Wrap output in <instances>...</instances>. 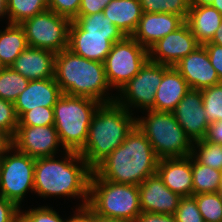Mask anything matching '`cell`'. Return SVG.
I'll use <instances>...</instances> for the list:
<instances>
[{"label": "cell", "instance_id": "1", "mask_svg": "<svg viewBox=\"0 0 222 222\" xmlns=\"http://www.w3.org/2000/svg\"><path fill=\"white\" fill-rule=\"evenodd\" d=\"M62 155L35 159L34 194L44 200L55 196L82 199L75 209L83 208L88 204L93 170L78 152L65 151Z\"/></svg>", "mask_w": 222, "mask_h": 222}, {"label": "cell", "instance_id": "2", "mask_svg": "<svg viewBox=\"0 0 222 222\" xmlns=\"http://www.w3.org/2000/svg\"><path fill=\"white\" fill-rule=\"evenodd\" d=\"M159 158L137 125L122 145L112 151L93 171L102 179L139 186L156 174Z\"/></svg>", "mask_w": 222, "mask_h": 222}, {"label": "cell", "instance_id": "3", "mask_svg": "<svg viewBox=\"0 0 222 222\" xmlns=\"http://www.w3.org/2000/svg\"><path fill=\"white\" fill-rule=\"evenodd\" d=\"M54 79L66 95L87 97L100 103L115 101L116 94L107 81L104 63L88 60L68 48L55 55Z\"/></svg>", "mask_w": 222, "mask_h": 222}, {"label": "cell", "instance_id": "4", "mask_svg": "<svg viewBox=\"0 0 222 222\" xmlns=\"http://www.w3.org/2000/svg\"><path fill=\"white\" fill-rule=\"evenodd\" d=\"M134 115L115 101L99 105L92 116L87 141L78 152L92 170L122 145L136 125Z\"/></svg>", "mask_w": 222, "mask_h": 222}, {"label": "cell", "instance_id": "5", "mask_svg": "<svg viewBox=\"0 0 222 222\" xmlns=\"http://www.w3.org/2000/svg\"><path fill=\"white\" fill-rule=\"evenodd\" d=\"M142 114L145 116L137 115L136 125L145 134L159 159L191 156L194 142L173 113L146 110Z\"/></svg>", "mask_w": 222, "mask_h": 222}, {"label": "cell", "instance_id": "6", "mask_svg": "<svg viewBox=\"0 0 222 222\" xmlns=\"http://www.w3.org/2000/svg\"><path fill=\"white\" fill-rule=\"evenodd\" d=\"M87 206L100 216L135 222L141 213L139 188L104 180L92 171Z\"/></svg>", "mask_w": 222, "mask_h": 222}, {"label": "cell", "instance_id": "7", "mask_svg": "<svg viewBox=\"0 0 222 222\" xmlns=\"http://www.w3.org/2000/svg\"><path fill=\"white\" fill-rule=\"evenodd\" d=\"M99 101L62 94L53 106L54 127L66 151L79 152L85 145L88 129Z\"/></svg>", "mask_w": 222, "mask_h": 222}, {"label": "cell", "instance_id": "8", "mask_svg": "<svg viewBox=\"0 0 222 222\" xmlns=\"http://www.w3.org/2000/svg\"><path fill=\"white\" fill-rule=\"evenodd\" d=\"M35 159L12 145L0 158V195L22 209L29 190L34 193Z\"/></svg>", "mask_w": 222, "mask_h": 222}, {"label": "cell", "instance_id": "9", "mask_svg": "<svg viewBox=\"0 0 222 222\" xmlns=\"http://www.w3.org/2000/svg\"><path fill=\"white\" fill-rule=\"evenodd\" d=\"M149 60V50L132 36H125L112 45L104 61L107 81L117 92L130 81Z\"/></svg>", "mask_w": 222, "mask_h": 222}, {"label": "cell", "instance_id": "10", "mask_svg": "<svg viewBox=\"0 0 222 222\" xmlns=\"http://www.w3.org/2000/svg\"><path fill=\"white\" fill-rule=\"evenodd\" d=\"M169 67L148 60L130 81L115 92V102L133 114L135 109L136 112L152 110L156 90L161 83L163 73Z\"/></svg>", "mask_w": 222, "mask_h": 222}, {"label": "cell", "instance_id": "11", "mask_svg": "<svg viewBox=\"0 0 222 222\" xmlns=\"http://www.w3.org/2000/svg\"><path fill=\"white\" fill-rule=\"evenodd\" d=\"M71 20L47 9L20 24L28 46L59 53L69 46Z\"/></svg>", "mask_w": 222, "mask_h": 222}, {"label": "cell", "instance_id": "12", "mask_svg": "<svg viewBox=\"0 0 222 222\" xmlns=\"http://www.w3.org/2000/svg\"><path fill=\"white\" fill-rule=\"evenodd\" d=\"M11 145L17 151L34 159L53 157L59 154L58 151L61 154L66 151L54 125L17 126L16 133L11 139Z\"/></svg>", "mask_w": 222, "mask_h": 222}, {"label": "cell", "instance_id": "13", "mask_svg": "<svg viewBox=\"0 0 222 222\" xmlns=\"http://www.w3.org/2000/svg\"><path fill=\"white\" fill-rule=\"evenodd\" d=\"M199 46L189 25L185 22L176 31L164 36L149 49V60L162 65L174 66Z\"/></svg>", "mask_w": 222, "mask_h": 222}, {"label": "cell", "instance_id": "14", "mask_svg": "<svg viewBox=\"0 0 222 222\" xmlns=\"http://www.w3.org/2000/svg\"><path fill=\"white\" fill-rule=\"evenodd\" d=\"M202 103L201 90L189 89L172 112L193 142L205 138L210 124Z\"/></svg>", "mask_w": 222, "mask_h": 222}, {"label": "cell", "instance_id": "15", "mask_svg": "<svg viewBox=\"0 0 222 222\" xmlns=\"http://www.w3.org/2000/svg\"><path fill=\"white\" fill-rule=\"evenodd\" d=\"M190 89L201 90L220 83L204 45H200L174 65Z\"/></svg>", "mask_w": 222, "mask_h": 222}, {"label": "cell", "instance_id": "16", "mask_svg": "<svg viewBox=\"0 0 222 222\" xmlns=\"http://www.w3.org/2000/svg\"><path fill=\"white\" fill-rule=\"evenodd\" d=\"M138 188L141 212L175 214L182 197L166 187L157 173L147 177Z\"/></svg>", "mask_w": 222, "mask_h": 222}, {"label": "cell", "instance_id": "17", "mask_svg": "<svg viewBox=\"0 0 222 222\" xmlns=\"http://www.w3.org/2000/svg\"><path fill=\"white\" fill-rule=\"evenodd\" d=\"M124 37L125 35H86V31L73 20L69 28L68 49L88 60L104 63L112 45Z\"/></svg>", "mask_w": 222, "mask_h": 222}, {"label": "cell", "instance_id": "18", "mask_svg": "<svg viewBox=\"0 0 222 222\" xmlns=\"http://www.w3.org/2000/svg\"><path fill=\"white\" fill-rule=\"evenodd\" d=\"M185 23V19L171 13H142L132 37L147 50L161 38L176 31Z\"/></svg>", "mask_w": 222, "mask_h": 222}, {"label": "cell", "instance_id": "19", "mask_svg": "<svg viewBox=\"0 0 222 222\" xmlns=\"http://www.w3.org/2000/svg\"><path fill=\"white\" fill-rule=\"evenodd\" d=\"M156 173L173 193L193 195L192 156L159 159Z\"/></svg>", "mask_w": 222, "mask_h": 222}, {"label": "cell", "instance_id": "20", "mask_svg": "<svg viewBox=\"0 0 222 222\" xmlns=\"http://www.w3.org/2000/svg\"><path fill=\"white\" fill-rule=\"evenodd\" d=\"M63 93L54 78L30 80L26 89L14 102L18 119L36 107H53Z\"/></svg>", "mask_w": 222, "mask_h": 222}, {"label": "cell", "instance_id": "21", "mask_svg": "<svg viewBox=\"0 0 222 222\" xmlns=\"http://www.w3.org/2000/svg\"><path fill=\"white\" fill-rule=\"evenodd\" d=\"M55 52L28 46L10 66L28 80L54 78Z\"/></svg>", "mask_w": 222, "mask_h": 222}, {"label": "cell", "instance_id": "22", "mask_svg": "<svg viewBox=\"0 0 222 222\" xmlns=\"http://www.w3.org/2000/svg\"><path fill=\"white\" fill-rule=\"evenodd\" d=\"M190 87L181 74L170 66L164 73L159 87L156 90L155 102L152 110L173 112Z\"/></svg>", "mask_w": 222, "mask_h": 222}, {"label": "cell", "instance_id": "23", "mask_svg": "<svg viewBox=\"0 0 222 222\" xmlns=\"http://www.w3.org/2000/svg\"><path fill=\"white\" fill-rule=\"evenodd\" d=\"M102 12L125 36H132L143 13L139 0H111Z\"/></svg>", "mask_w": 222, "mask_h": 222}, {"label": "cell", "instance_id": "24", "mask_svg": "<svg viewBox=\"0 0 222 222\" xmlns=\"http://www.w3.org/2000/svg\"><path fill=\"white\" fill-rule=\"evenodd\" d=\"M185 22L200 45L212 40L222 23V14L212 6L190 7Z\"/></svg>", "mask_w": 222, "mask_h": 222}, {"label": "cell", "instance_id": "25", "mask_svg": "<svg viewBox=\"0 0 222 222\" xmlns=\"http://www.w3.org/2000/svg\"><path fill=\"white\" fill-rule=\"evenodd\" d=\"M0 29V60L4 67H10L16 58L28 47L24 28L20 24L6 23Z\"/></svg>", "mask_w": 222, "mask_h": 222}, {"label": "cell", "instance_id": "26", "mask_svg": "<svg viewBox=\"0 0 222 222\" xmlns=\"http://www.w3.org/2000/svg\"><path fill=\"white\" fill-rule=\"evenodd\" d=\"M48 9V0H7L5 3L6 23L22 24L25 20Z\"/></svg>", "mask_w": 222, "mask_h": 222}, {"label": "cell", "instance_id": "27", "mask_svg": "<svg viewBox=\"0 0 222 222\" xmlns=\"http://www.w3.org/2000/svg\"><path fill=\"white\" fill-rule=\"evenodd\" d=\"M221 172L198 163L192 157L193 195L217 192Z\"/></svg>", "mask_w": 222, "mask_h": 222}, {"label": "cell", "instance_id": "28", "mask_svg": "<svg viewBox=\"0 0 222 222\" xmlns=\"http://www.w3.org/2000/svg\"><path fill=\"white\" fill-rule=\"evenodd\" d=\"M29 81L11 67H4L0 70V98L14 103Z\"/></svg>", "mask_w": 222, "mask_h": 222}, {"label": "cell", "instance_id": "29", "mask_svg": "<svg viewBox=\"0 0 222 222\" xmlns=\"http://www.w3.org/2000/svg\"><path fill=\"white\" fill-rule=\"evenodd\" d=\"M74 21L86 31V35H124L103 12L78 15Z\"/></svg>", "mask_w": 222, "mask_h": 222}, {"label": "cell", "instance_id": "30", "mask_svg": "<svg viewBox=\"0 0 222 222\" xmlns=\"http://www.w3.org/2000/svg\"><path fill=\"white\" fill-rule=\"evenodd\" d=\"M191 156L200 164L222 171V144L194 141Z\"/></svg>", "mask_w": 222, "mask_h": 222}, {"label": "cell", "instance_id": "31", "mask_svg": "<svg viewBox=\"0 0 222 222\" xmlns=\"http://www.w3.org/2000/svg\"><path fill=\"white\" fill-rule=\"evenodd\" d=\"M143 13H171L188 17L189 4L187 0H139Z\"/></svg>", "mask_w": 222, "mask_h": 222}, {"label": "cell", "instance_id": "32", "mask_svg": "<svg viewBox=\"0 0 222 222\" xmlns=\"http://www.w3.org/2000/svg\"><path fill=\"white\" fill-rule=\"evenodd\" d=\"M207 222H222V196L217 192L192 195Z\"/></svg>", "mask_w": 222, "mask_h": 222}, {"label": "cell", "instance_id": "33", "mask_svg": "<svg viewBox=\"0 0 222 222\" xmlns=\"http://www.w3.org/2000/svg\"><path fill=\"white\" fill-rule=\"evenodd\" d=\"M203 106L209 123L222 121V82L201 89Z\"/></svg>", "mask_w": 222, "mask_h": 222}, {"label": "cell", "instance_id": "34", "mask_svg": "<svg viewBox=\"0 0 222 222\" xmlns=\"http://www.w3.org/2000/svg\"><path fill=\"white\" fill-rule=\"evenodd\" d=\"M69 218L70 216L63 219L56 209L45 205L25 211L20 208L19 212V222H69Z\"/></svg>", "mask_w": 222, "mask_h": 222}, {"label": "cell", "instance_id": "35", "mask_svg": "<svg viewBox=\"0 0 222 222\" xmlns=\"http://www.w3.org/2000/svg\"><path fill=\"white\" fill-rule=\"evenodd\" d=\"M54 125L53 107H36L25 112L18 119V126H46Z\"/></svg>", "mask_w": 222, "mask_h": 222}, {"label": "cell", "instance_id": "36", "mask_svg": "<svg viewBox=\"0 0 222 222\" xmlns=\"http://www.w3.org/2000/svg\"><path fill=\"white\" fill-rule=\"evenodd\" d=\"M17 126L18 117L14 103L0 98V132L12 139L16 133Z\"/></svg>", "mask_w": 222, "mask_h": 222}, {"label": "cell", "instance_id": "37", "mask_svg": "<svg viewBox=\"0 0 222 222\" xmlns=\"http://www.w3.org/2000/svg\"><path fill=\"white\" fill-rule=\"evenodd\" d=\"M174 216L177 222H204L193 196L181 198Z\"/></svg>", "mask_w": 222, "mask_h": 222}, {"label": "cell", "instance_id": "38", "mask_svg": "<svg viewBox=\"0 0 222 222\" xmlns=\"http://www.w3.org/2000/svg\"><path fill=\"white\" fill-rule=\"evenodd\" d=\"M81 0H48V9L73 21L79 13Z\"/></svg>", "mask_w": 222, "mask_h": 222}, {"label": "cell", "instance_id": "39", "mask_svg": "<svg viewBox=\"0 0 222 222\" xmlns=\"http://www.w3.org/2000/svg\"><path fill=\"white\" fill-rule=\"evenodd\" d=\"M20 208L0 195V222H19Z\"/></svg>", "mask_w": 222, "mask_h": 222}, {"label": "cell", "instance_id": "40", "mask_svg": "<svg viewBox=\"0 0 222 222\" xmlns=\"http://www.w3.org/2000/svg\"><path fill=\"white\" fill-rule=\"evenodd\" d=\"M204 47L208 53L213 68L216 70L218 77L222 82V46L208 42L204 44Z\"/></svg>", "mask_w": 222, "mask_h": 222}, {"label": "cell", "instance_id": "41", "mask_svg": "<svg viewBox=\"0 0 222 222\" xmlns=\"http://www.w3.org/2000/svg\"><path fill=\"white\" fill-rule=\"evenodd\" d=\"M111 0H81L78 15H92L102 12Z\"/></svg>", "mask_w": 222, "mask_h": 222}, {"label": "cell", "instance_id": "42", "mask_svg": "<svg viewBox=\"0 0 222 222\" xmlns=\"http://www.w3.org/2000/svg\"><path fill=\"white\" fill-rule=\"evenodd\" d=\"M135 222H177L174 215L141 212Z\"/></svg>", "mask_w": 222, "mask_h": 222}, {"label": "cell", "instance_id": "43", "mask_svg": "<svg viewBox=\"0 0 222 222\" xmlns=\"http://www.w3.org/2000/svg\"><path fill=\"white\" fill-rule=\"evenodd\" d=\"M204 139L222 144V121L210 123Z\"/></svg>", "mask_w": 222, "mask_h": 222}, {"label": "cell", "instance_id": "44", "mask_svg": "<svg viewBox=\"0 0 222 222\" xmlns=\"http://www.w3.org/2000/svg\"><path fill=\"white\" fill-rule=\"evenodd\" d=\"M69 222H92V210L86 205L70 215Z\"/></svg>", "mask_w": 222, "mask_h": 222}, {"label": "cell", "instance_id": "45", "mask_svg": "<svg viewBox=\"0 0 222 222\" xmlns=\"http://www.w3.org/2000/svg\"><path fill=\"white\" fill-rule=\"evenodd\" d=\"M10 146L11 139L4 133L0 132V158Z\"/></svg>", "mask_w": 222, "mask_h": 222}, {"label": "cell", "instance_id": "46", "mask_svg": "<svg viewBox=\"0 0 222 222\" xmlns=\"http://www.w3.org/2000/svg\"><path fill=\"white\" fill-rule=\"evenodd\" d=\"M92 222H130V221L103 217L92 211Z\"/></svg>", "mask_w": 222, "mask_h": 222}, {"label": "cell", "instance_id": "47", "mask_svg": "<svg viewBox=\"0 0 222 222\" xmlns=\"http://www.w3.org/2000/svg\"><path fill=\"white\" fill-rule=\"evenodd\" d=\"M189 7L211 6L214 0H187Z\"/></svg>", "mask_w": 222, "mask_h": 222}, {"label": "cell", "instance_id": "48", "mask_svg": "<svg viewBox=\"0 0 222 222\" xmlns=\"http://www.w3.org/2000/svg\"><path fill=\"white\" fill-rule=\"evenodd\" d=\"M210 42L222 46V23L215 31V34Z\"/></svg>", "mask_w": 222, "mask_h": 222}, {"label": "cell", "instance_id": "49", "mask_svg": "<svg viewBox=\"0 0 222 222\" xmlns=\"http://www.w3.org/2000/svg\"><path fill=\"white\" fill-rule=\"evenodd\" d=\"M211 6L216 8L222 14V0H214Z\"/></svg>", "mask_w": 222, "mask_h": 222}, {"label": "cell", "instance_id": "50", "mask_svg": "<svg viewBox=\"0 0 222 222\" xmlns=\"http://www.w3.org/2000/svg\"><path fill=\"white\" fill-rule=\"evenodd\" d=\"M3 18H5V3L2 0H0V21L2 20L4 21L5 19Z\"/></svg>", "mask_w": 222, "mask_h": 222}, {"label": "cell", "instance_id": "51", "mask_svg": "<svg viewBox=\"0 0 222 222\" xmlns=\"http://www.w3.org/2000/svg\"><path fill=\"white\" fill-rule=\"evenodd\" d=\"M217 193L222 196V172H221V176H220V181H219Z\"/></svg>", "mask_w": 222, "mask_h": 222}, {"label": "cell", "instance_id": "52", "mask_svg": "<svg viewBox=\"0 0 222 222\" xmlns=\"http://www.w3.org/2000/svg\"><path fill=\"white\" fill-rule=\"evenodd\" d=\"M3 68H4V66H3V64H2V62L0 60V70H2Z\"/></svg>", "mask_w": 222, "mask_h": 222}]
</instances>
